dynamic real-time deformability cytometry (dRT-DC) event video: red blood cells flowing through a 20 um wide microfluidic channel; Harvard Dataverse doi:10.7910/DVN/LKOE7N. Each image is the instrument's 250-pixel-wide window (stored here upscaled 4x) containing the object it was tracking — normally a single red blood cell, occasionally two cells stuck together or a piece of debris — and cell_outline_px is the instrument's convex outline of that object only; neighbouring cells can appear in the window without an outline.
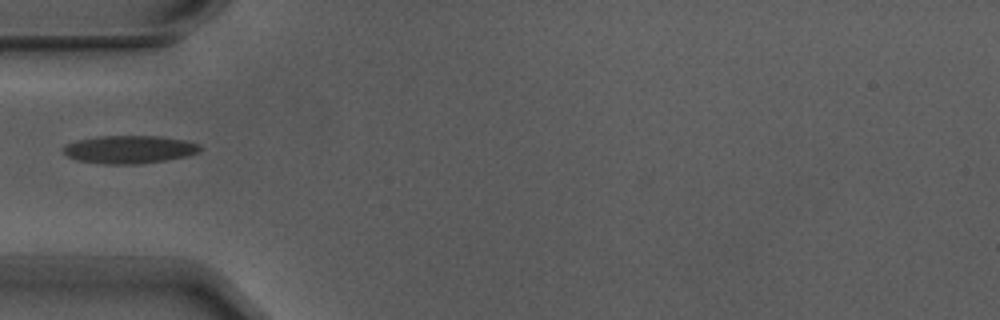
{"species": "Egyptian fruit bat (a non-hibernating species)", "species_latin": "Rousettus aegyptiacus", "temperature_condition": "warm", "stored_images_in_passage": 4, "camera_frame_rate_fps": 3000, "um_per_image_px": 0.085, "animal": {"sex": "male"}, "frame": {"image": 1, "passage_image": 3, "time_ms": 0.667, "image_size_px": [1000, 320], "cell_outline_px": [[204, 148], [200, 152], [184, 156], [164, 160], [136, 164], [104, 164], [76, 160], [68, 156], [60, 148], [64, 144], [76, 140], [100, 136], [160, 136], [184, 140], [200, 144]], "centroid_in_image_um": [10.97, 12.69], "position_along_channel_um": 74.0, "area_um2": 22.37}}